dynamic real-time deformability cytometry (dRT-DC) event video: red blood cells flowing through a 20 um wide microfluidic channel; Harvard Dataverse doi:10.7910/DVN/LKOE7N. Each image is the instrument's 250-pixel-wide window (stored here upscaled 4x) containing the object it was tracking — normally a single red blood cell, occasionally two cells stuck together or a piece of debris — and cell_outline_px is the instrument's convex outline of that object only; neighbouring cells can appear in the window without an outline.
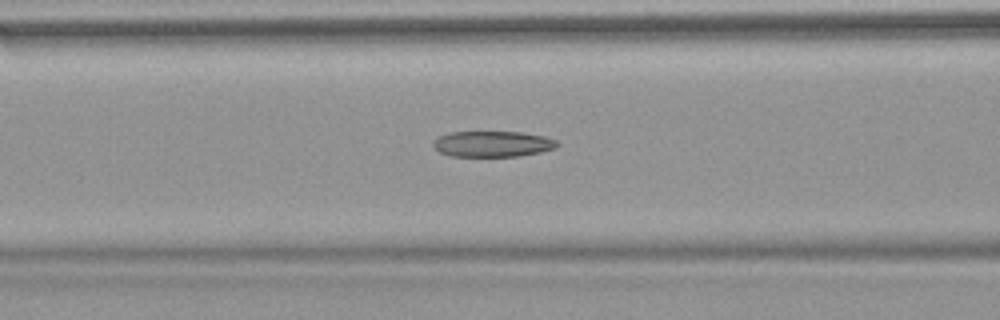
{"species": "common noctule bat (a hibernating species)", "species_latin": "Nyctalus noctula", "temperature_condition": "warm", "stored_images_in_passage": 49, "camera_frame_rate_fps": 3000, "um_per_image_px": 0.085, "animal": {"sex": "female", "body_mass_g": 18.4}, "frame": {"image": 1, "passage_image": 22, "time_ms": 7.0, "image_size_px": [1000, 320], "cell_outline_px": [[560, 144], [556, 148], [540, 152], [520, 156], [452, 156], [440, 152], [432, 144], [432, 140], [448, 132], [520, 132], [544, 136], [556, 140]], "centroid_in_image_um": [41.88, 12.23], "position_along_channel_um": 124.7, "area_um2": 18.67}}
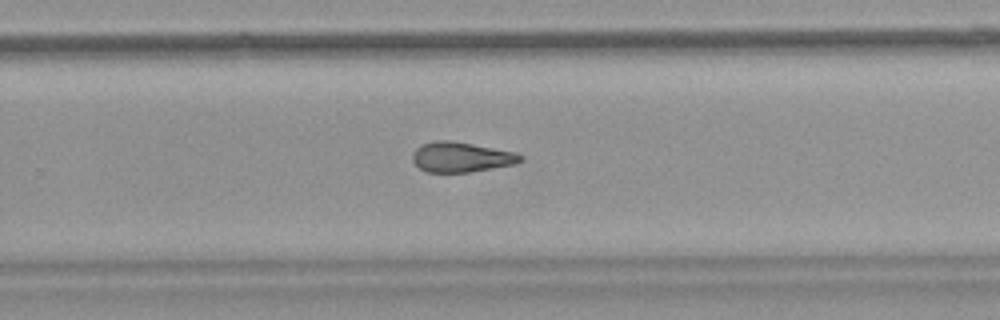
{"frame": {"image": 2, "passage_image": 35, "time_ms": 11.333, "image_size_px": [1000, 320], "cell_outline_px": [[524, 160], [512, 164], [468, 172], [424, 172], [412, 160], [412, 152], [416, 148], [424, 144], [436, 140], [452, 140], [512, 152], [524, 156]], "centroid_in_image_um": [39.15, 13.35], "position_along_channel_um": 290.7, "area_um2": 18.61}}
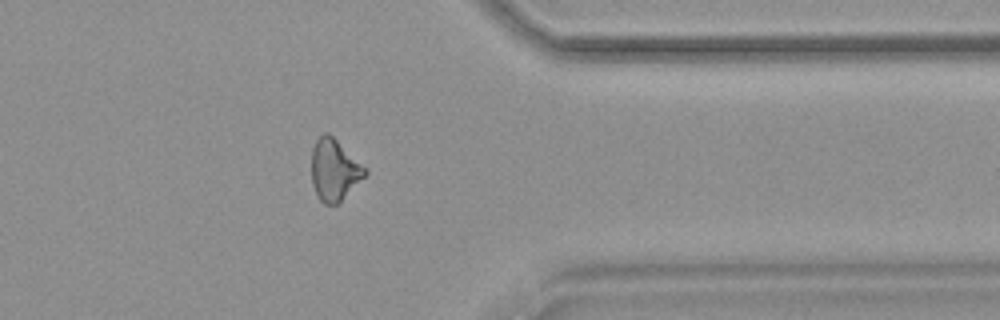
{"frame": {"image": 3, "passage_image": 43, "time_ms": 14.0, "image_size_px": [1000, 320], "cell_outline_px": [[368, 172], [336, 204], [324, 204], [320, 200], [312, 184], [312, 148], [316, 140], [324, 132], [328, 132], [368, 168]], "centroid_in_image_um": [28.41, 14.4], "position_along_channel_um": 383.0, "area_um2": 18.9}, "authors_computed_cell_mechanics": {"area_um2": 19.652, "velocity_mm_per_s": 3.8395, "shape_relaxation_time_tau1_ms": null, "shape_relaxation_time_tau2_ms": 3.8979, "deformation_change_tau1": null, "deformation_change_tau2": 0.126}}